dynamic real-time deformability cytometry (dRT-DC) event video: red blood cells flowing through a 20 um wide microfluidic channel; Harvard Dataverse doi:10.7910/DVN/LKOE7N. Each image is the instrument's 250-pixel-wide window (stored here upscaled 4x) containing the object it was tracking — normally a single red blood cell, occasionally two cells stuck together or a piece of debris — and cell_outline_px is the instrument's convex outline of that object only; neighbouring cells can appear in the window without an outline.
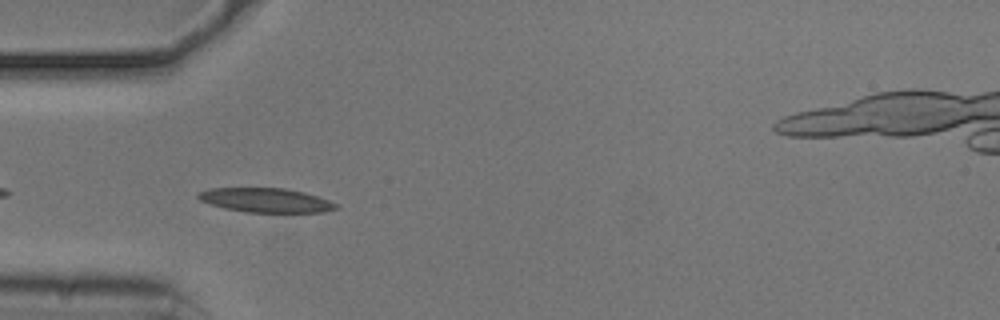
{"species": "common noctule bat (a hibernating species)", "species_latin": "Nyctalus noctula", "temperature_condition": "cold", "stored_images_in_passage": 41, "camera_frame_rate_fps": 3000, "um_per_image_px": 0.085, "animal": {"sex": "male", "body_mass_g": 20.5, "forearm_length_mm": 52.5}, "frame": {"image": 1, "passage_image": 3, "time_ms": 0.667, "image_size_px": [1000, 320], "cell_outline_px": [[336, 208], [324, 212], [248, 212], [224, 208], [208, 204], [200, 200], [196, 196], [196, 192], [208, 188], [284, 188], [304, 192], [328, 200], [336, 204]], "centroid_in_image_um": [22.5, 17.01], "position_along_channel_um": 62.5, "area_um2": 19.42}}
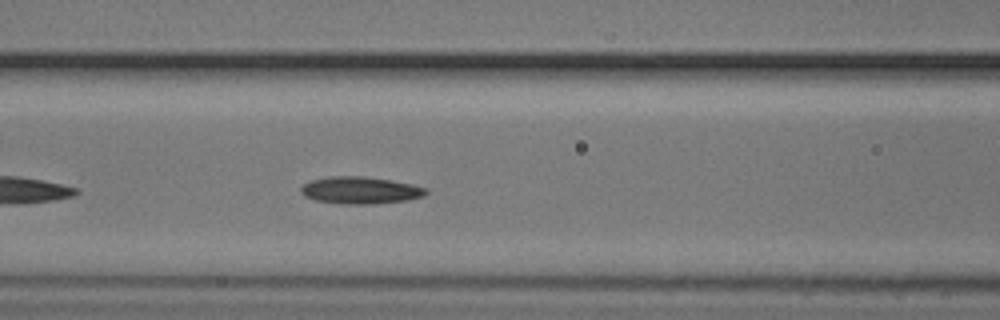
{"frame": {"image": 2, "passage_image": 9, "time_ms": 2.667, "image_size_px": [1000, 320], "cell_outline_px": [[428, 192], [424, 196], [408, 200], [372, 204], [340, 204], [316, 200], [304, 196], [300, 192], [300, 188], [308, 180], [328, 176], [364, 176], [412, 184], [428, 188]], "centroid_in_image_um": [30.61, 16.17], "position_along_channel_um": 136.0, "area_um2": 19.94}}
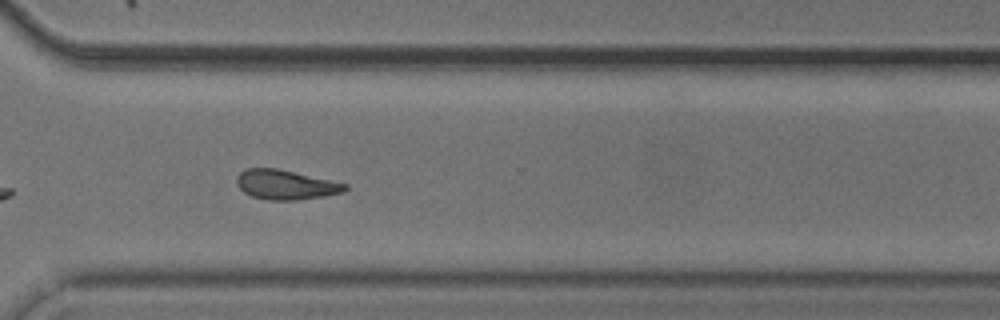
{"frame": {"image": 3, "passage_image": 26, "time_ms": 8.333, "image_size_px": [1000, 320], "cell_outline_px": [[348, 188], [344, 192], [324, 196], [296, 200], [268, 200], [252, 196], [244, 192], [236, 184], [236, 176], [244, 168], [276, 168], [348, 184]], "centroid_in_image_um": [24.26, 15.7], "position_along_channel_um": 346.3, "area_um2": 18.67}, "authors_computed_cell_mechanics": {"area_um2": 18.6694, "velocity_mm_per_s": 3.721, "shape_relaxation_time_tau1_ms": null, "shape_relaxation_time_tau2_ms": 7.7286, "deformation_change_tau1": null, "deformation_change_tau2": 0.1444}}